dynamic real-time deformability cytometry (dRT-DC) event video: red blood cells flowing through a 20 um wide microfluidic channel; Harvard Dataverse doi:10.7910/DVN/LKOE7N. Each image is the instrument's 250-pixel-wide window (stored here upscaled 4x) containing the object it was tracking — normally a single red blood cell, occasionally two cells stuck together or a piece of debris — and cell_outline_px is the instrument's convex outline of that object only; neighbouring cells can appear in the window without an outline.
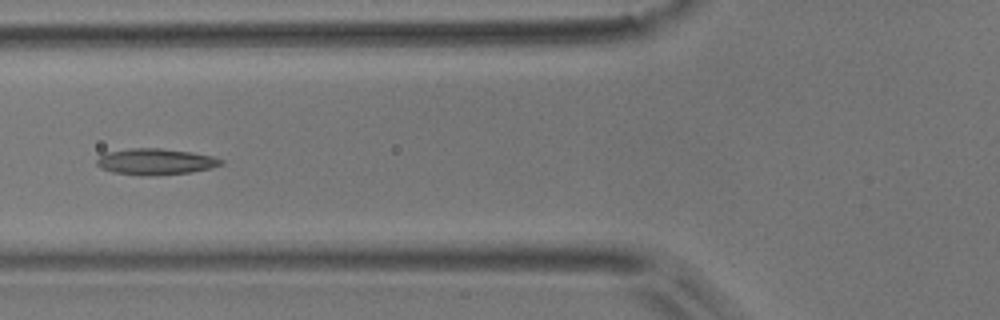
{"species": "common noctule bat (a hibernating species)", "species_latin": "Nyctalus noctula", "temperature_condition": "room temperature", "stored_images_in_passage": 7, "camera_frame_rate_fps": 3000, "um_per_image_px": 0.085, "animal": {"sex": "male", "body_mass_g": 17.9}, "frame": {"image": 1, "passage_image": 6, "time_ms": 1.667, "image_size_px": [1000, 320], "cell_outline_px": [[224, 164], [212, 168], [192, 172], [148, 176], [140, 176], [112, 172], [100, 168], [96, 164], [96, 160], [104, 152], [132, 148], [160, 148], [188, 152], [212, 156], [224, 160]], "centroid_in_image_um": [13.19, 13.75], "position_along_channel_um": 112.6, "area_um2": 19.13}}
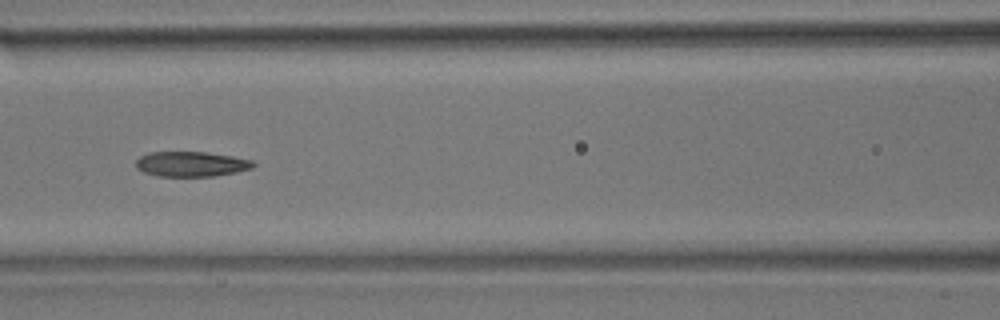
{"frame": {"image": 2, "passage_image": 7, "time_ms": 2.0, "image_size_px": [1000, 320], "cell_outline_px": [[256, 164], [252, 168], [236, 172], [212, 176], [156, 176], [144, 172], [136, 168], [136, 160], [140, 156], [148, 152], [204, 152], [232, 156], [252, 160]], "centroid_in_image_um": [16.23, 13.94], "position_along_channel_um": 150.4, "area_um2": 17.11}}